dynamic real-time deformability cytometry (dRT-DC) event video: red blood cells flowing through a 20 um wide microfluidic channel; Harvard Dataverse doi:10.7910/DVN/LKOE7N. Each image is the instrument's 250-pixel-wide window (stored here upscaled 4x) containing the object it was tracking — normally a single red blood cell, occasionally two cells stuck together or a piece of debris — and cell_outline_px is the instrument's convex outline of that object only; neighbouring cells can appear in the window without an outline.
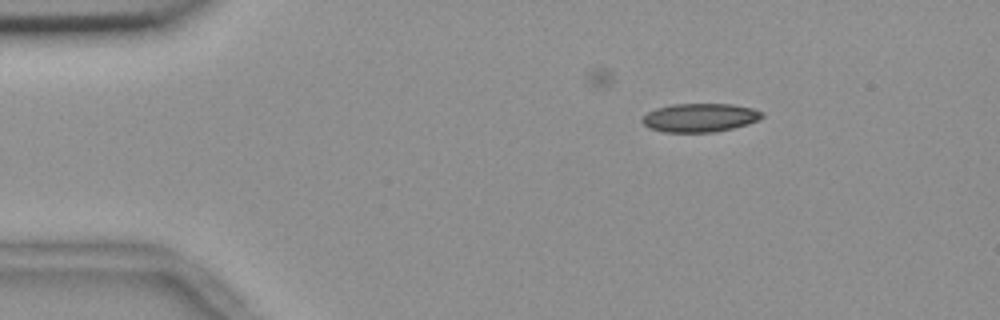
{"species": "common noctule bat (a hibernating species)", "species_latin": "Nyctalus noctula", "temperature_condition": "room temperature", "stored_images_in_passage": 4, "camera_frame_rate_fps": 3000, "um_per_image_px": 0.085, "animal": {"sex": "female", "body_mass_g": 18.4}, "frame": {"image": 1, "passage_image": 2, "time_ms": 0.333, "image_size_px": [1000, 320], "cell_outline_px": [[764, 116], [748, 124], [716, 132], [664, 132], [648, 128], [640, 120], [648, 112], [656, 108], [672, 104], [732, 104], [752, 108], [764, 112]], "centroid_in_image_um": [59.48, 10.0], "position_along_channel_um": 25.5, "area_um2": 20.0}}